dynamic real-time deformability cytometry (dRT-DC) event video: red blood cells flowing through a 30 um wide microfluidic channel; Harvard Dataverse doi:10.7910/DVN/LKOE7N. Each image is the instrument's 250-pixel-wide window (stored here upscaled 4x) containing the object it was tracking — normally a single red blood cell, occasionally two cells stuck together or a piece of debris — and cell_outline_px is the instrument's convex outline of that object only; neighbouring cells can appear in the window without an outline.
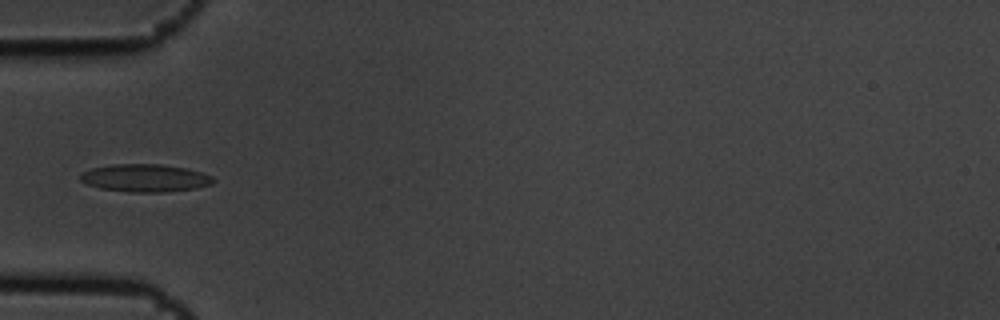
{"species": "common noctule bat (a hibernating species)", "species_latin": "Nyctalus noctula", "temperature_condition": "cold", "stored_images_in_passage": 8, "camera_frame_rate_fps": 3000, "um_per_image_px": 0.085, "animal": {"sex": "male", "body_mass_g": 19.5, "forearm_length_mm": 54.6}, "frame": {"image": 1, "passage_image": 5, "time_ms": 1.333, "image_size_px": [1000, 320], "cell_outline_px": [[216, 180], [212, 184], [196, 188], [164, 192], [132, 192], [100, 188], [88, 184], [80, 180], [80, 176], [84, 172], [92, 168], [112, 164], [160, 164], [184, 168], [200, 172], [212, 176]], "centroid_in_image_um": [12.35, 15.13], "position_along_channel_um": 72.6, "area_um2": 21.27}}
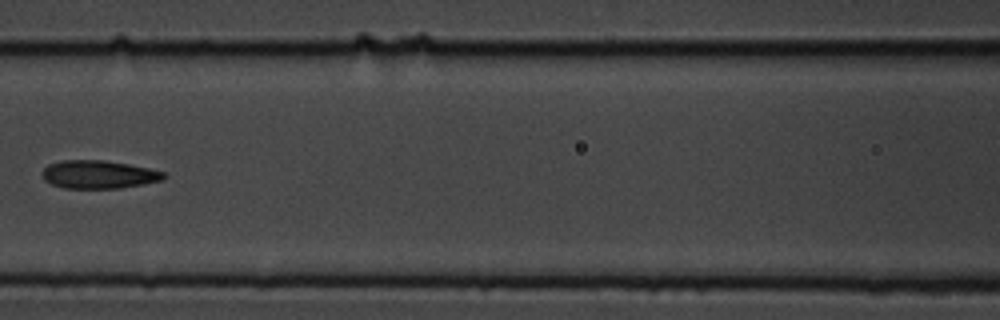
{"frame": {"image": 2, "passage_image": 7, "time_ms": 2.0, "image_size_px": [1000, 320], "cell_outline_px": [[168, 176], [164, 180], [144, 184], [120, 188], [64, 188], [52, 184], [44, 180], [44, 168], [48, 164], [60, 160], [104, 160], [128, 164], [148, 168], [164, 172]], "centroid_in_image_um": [8.42, 14.83], "position_along_channel_um": 158.2, "area_um2": 19.94}}
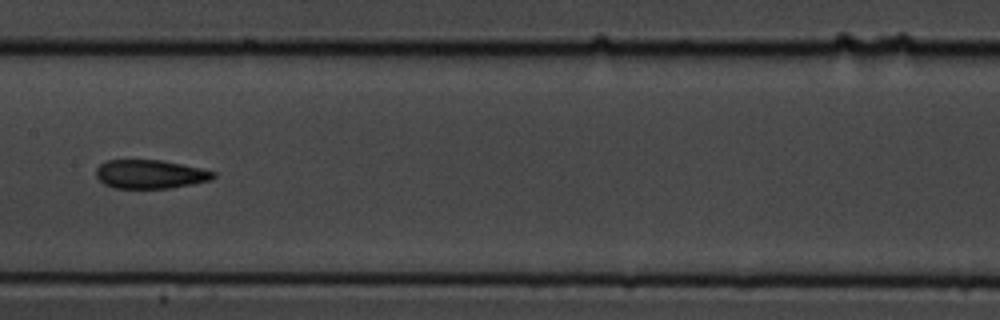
{"frame": {"image": 3, "passage_image": 8, "time_ms": 2.333, "image_size_px": [1000, 320], "cell_outline_px": [[216, 176], [212, 180], [172, 188], [112, 188], [104, 184], [96, 176], [96, 168], [100, 164], [108, 160], [160, 160], [200, 168], [216, 172]], "centroid_in_image_um": [12.77, 14.81], "position_along_channel_um": 194.6, "area_um2": 19.65}}